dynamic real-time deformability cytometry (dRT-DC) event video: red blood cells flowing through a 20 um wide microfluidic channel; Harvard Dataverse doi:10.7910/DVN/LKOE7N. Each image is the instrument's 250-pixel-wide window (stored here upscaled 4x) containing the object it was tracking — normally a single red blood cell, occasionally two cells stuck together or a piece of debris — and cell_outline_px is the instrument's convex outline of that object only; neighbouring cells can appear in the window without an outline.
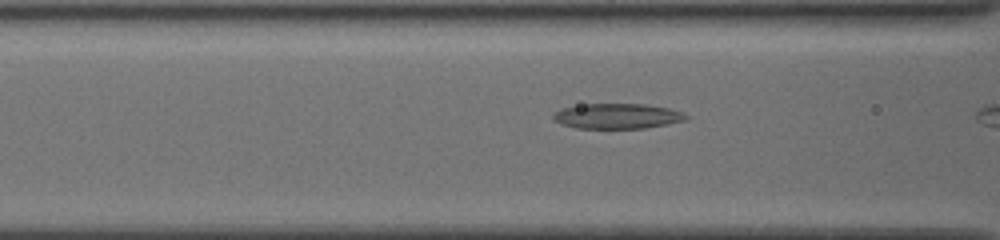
{"species": "common noctule bat (a hibernating species)", "species_latin": "Nyctalus noctula", "temperature_condition": "cold", "stored_images_in_passage": 8, "camera_frame_rate_fps": 3000, "um_per_image_px": 0.085, "animal": {"sex": "female", "body_mass_g": 19.5, "forearm_length_mm": 54.1}, "frame": {"image": 1, "passage_image": 6, "time_ms": 1.667, "image_size_px": [1000, 240], "cell_outline_px": [[688, 116], [684, 120], [644, 128], [580, 128], [564, 124], [556, 120], [552, 116], [556, 112], [564, 108], [580, 104], [644, 104], [668, 108], [680, 112]], "centroid_in_image_um": [52.46, 9.86], "position_along_channel_um": 114.1, "area_um2": 18.96}}